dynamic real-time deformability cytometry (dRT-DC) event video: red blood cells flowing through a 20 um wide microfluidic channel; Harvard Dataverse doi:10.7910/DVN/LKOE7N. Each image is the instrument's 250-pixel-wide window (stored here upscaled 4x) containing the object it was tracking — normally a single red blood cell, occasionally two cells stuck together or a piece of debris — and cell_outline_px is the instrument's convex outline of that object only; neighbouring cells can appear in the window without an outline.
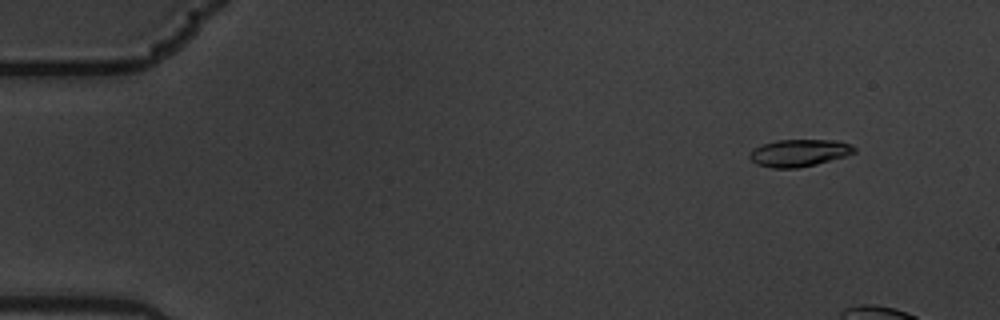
{"species": "common noctule bat (a hibernating species)", "species_latin": "Nyctalus noctula", "temperature_condition": "warm", "stored_images_in_passage": 4, "camera_frame_rate_fps": 3000, "um_per_image_px": 0.085, "animal": {"sex": "male", "body_mass_g": 19.5, "forearm_length_mm": 54.6}, "frame": {"image": 1, "passage_image": 1, "time_ms": 0.0, "image_size_px": [1000, 320], "cell_outline_px": [[856, 152], [844, 156], [816, 164], [796, 168], [772, 168], [756, 164], [748, 156], [752, 148], [760, 144], [776, 140], [840, 140], [856, 148]], "centroid_in_image_um": [67.88, 12.99], "position_along_channel_um": 17.1, "area_um2": 16.65}}